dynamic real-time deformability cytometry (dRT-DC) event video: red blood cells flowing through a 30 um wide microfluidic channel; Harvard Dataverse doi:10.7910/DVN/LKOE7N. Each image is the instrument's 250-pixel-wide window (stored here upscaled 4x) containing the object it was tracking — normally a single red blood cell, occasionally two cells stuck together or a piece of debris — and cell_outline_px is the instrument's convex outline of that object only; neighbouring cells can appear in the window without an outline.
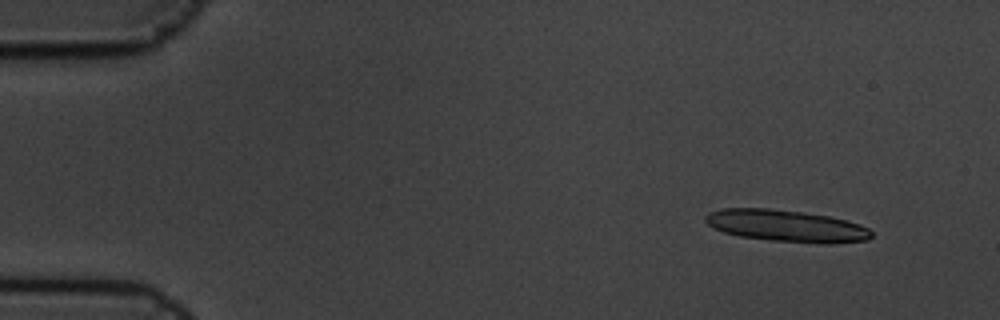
{"species": "common noctule bat (a hibernating species)", "species_latin": "Nyctalus noctula", "temperature_condition": "cold", "stored_images_in_passage": 5, "camera_frame_rate_fps": 3000, "um_per_image_px": 0.085, "animal": {"sex": "male", "body_mass_g": 19.5, "forearm_length_mm": 54.6}, "frame": {"image": 1, "passage_image": 2, "time_ms": 0.333, "image_size_px": [1000, 320], "cell_outline_px": [[872, 236], [868, 240], [832, 244], [816, 244], [772, 240], [740, 236], [724, 232], [712, 228], [704, 220], [704, 216], [708, 212], [720, 208], [768, 208], [804, 212], [828, 216], [848, 220], [860, 224], [868, 228], [872, 232]], "centroid_in_image_um": [66.85, 19.2], "position_along_channel_um": 18.2, "area_um2": 31.21}}